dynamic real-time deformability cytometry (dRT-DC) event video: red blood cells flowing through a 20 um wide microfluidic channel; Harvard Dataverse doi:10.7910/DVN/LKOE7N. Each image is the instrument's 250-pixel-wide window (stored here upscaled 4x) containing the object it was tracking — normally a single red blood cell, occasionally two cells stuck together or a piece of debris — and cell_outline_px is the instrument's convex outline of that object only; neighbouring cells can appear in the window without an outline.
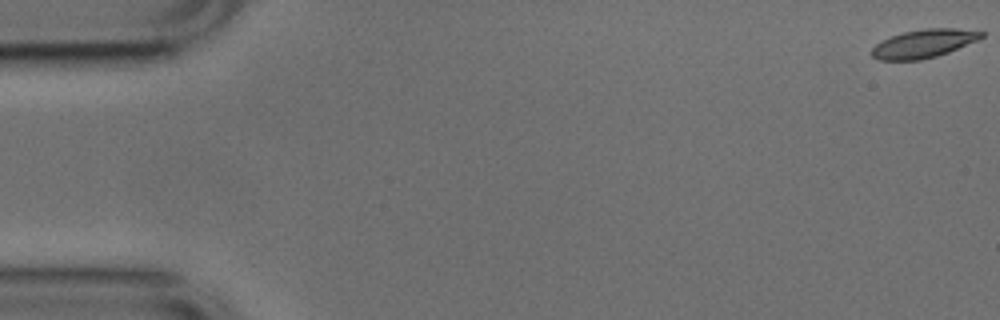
{"species": "common noctule bat (a hibernating species)", "species_latin": "Nyctalus noctula", "temperature_condition": "cold", "stored_images_in_passage": 53, "camera_frame_rate_fps": 3000, "um_per_image_px": 0.085, "animal": {"sex": "male", "body_mass_g": 17.9, "forearm_length_mm": 54.2}, "frame": {"image": 1, "passage_image": 1, "time_ms": 0.0, "image_size_px": [1000, 320], "cell_outline_px": [[984, 36], [976, 40], [948, 52], [936, 56], [920, 60], [880, 60], [872, 56], [868, 52], [876, 44], [892, 36], [904, 32], [924, 28], [956, 28], [984, 32]], "centroid_in_image_um": [78.48, 3.7], "position_along_channel_um": 6.5, "area_um2": 17.92}}
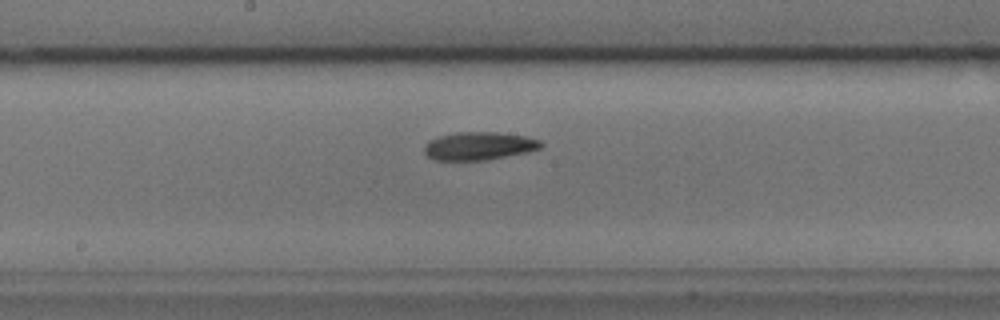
{"frame": {"image": 2, "passage_image": 28, "time_ms": 9.0, "image_size_px": [1000, 320], "cell_outline_px": [[544, 144], [540, 148], [528, 152], [488, 160], [436, 160], [428, 156], [424, 152], [424, 144], [428, 140], [440, 136], [456, 132], [496, 132], [524, 136], [540, 140]], "centroid_in_image_um": [40.71, 12.41], "position_along_channel_um": 207.5, "area_um2": 19.13}}
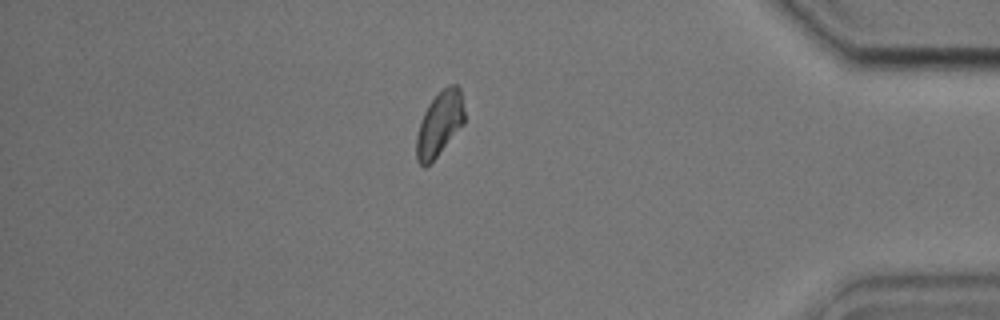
{"frame": {"image": 3, "passage_image": 46, "time_ms": 15.0, "image_size_px": [1000, 320], "cell_outline_px": [[464, 124], [436, 156], [424, 168], [416, 160], [416, 136], [420, 120], [428, 104], [444, 88], [452, 84], [456, 84], [460, 88], [464, 112]], "centroid_in_image_um": [37.34, 10.53], "position_along_channel_um": 397.9, "area_um2": 17.8}, "authors_computed_cell_mechanics": {"area_um2": 18.6694, "velocity_mm_per_s": 3.7642, "shape_relaxation_time_tau1_ms": 2.8628, "shape_relaxation_time_tau2_ms": 3.5162, "deformation_change_tau1": 0.0928, "deformation_change_tau2": 0.1033}}